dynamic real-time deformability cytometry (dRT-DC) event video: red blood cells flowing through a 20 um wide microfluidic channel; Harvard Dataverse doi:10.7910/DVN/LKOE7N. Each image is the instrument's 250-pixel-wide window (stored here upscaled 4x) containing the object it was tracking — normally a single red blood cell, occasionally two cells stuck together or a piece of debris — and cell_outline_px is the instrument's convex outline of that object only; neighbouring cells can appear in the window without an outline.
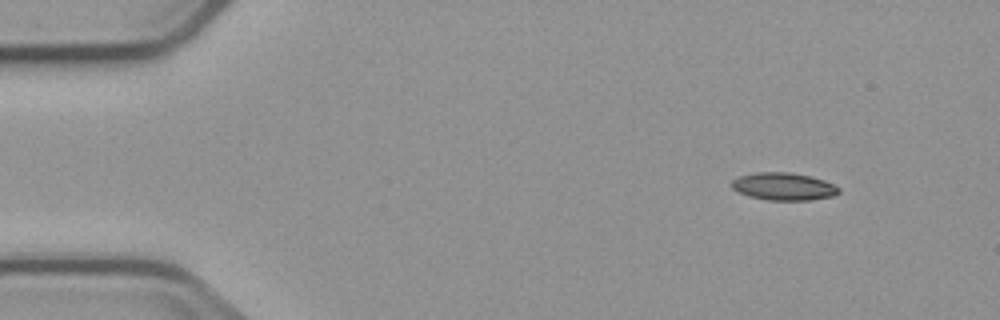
{"species": "common noctule bat (a hibernating species)", "species_latin": "Nyctalus noctula", "temperature_condition": "cold", "stored_images_in_passage": 5, "camera_frame_rate_fps": 3000, "um_per_image_px": 0.085, "animal": {"sex": "male", "body_mass_g": 23.1, "forearm_length_mm": 52.7}, "frame": {"image": 1, "passage_image": 1, "time_ms": 0.0, "image_size_px": [1000, 320], "cell_outline_px": [[840, 192], [836, 196], [808, 200], [768, 200], [748, 196], [732, 188], [732, 180], [740, 176], [756, 172], [792, 172], [812, 176], [824, 180], [840, 188]], "centroid_in_image_um": [66.65, 15.85], "position_along_channel_um": 18.4, "area_um2": 17.28}}
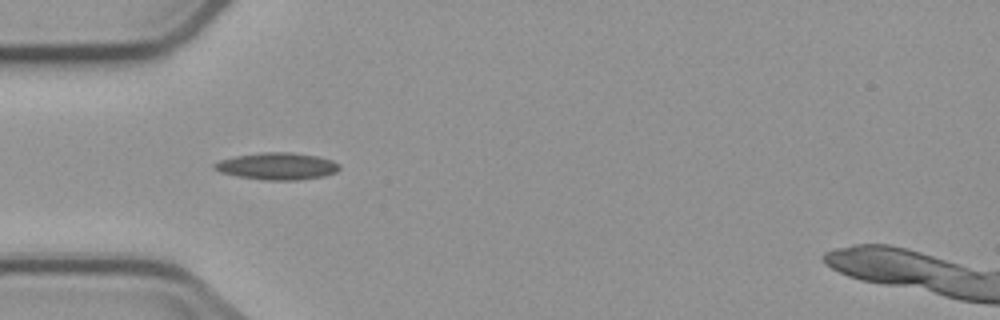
{"frame": {"image": 2, "passage_image": 4, "time_ms": 3.667, "image_size_px": [1000, 320], "cell_outline_px": [[340, 168], [336, 172], [324, 176], [296, 180], [264, 180], [236, 176], [220, 172], [212, 168], [212, 164], [220, 160], [236, 156], [264, 152], [292, 152], [316, 156], [332, 160], [340, 164]], "centroid_in_image_um": [23.55, 14.13], "position_along_channel_um": 61.5, "area_um2": 19.71}}
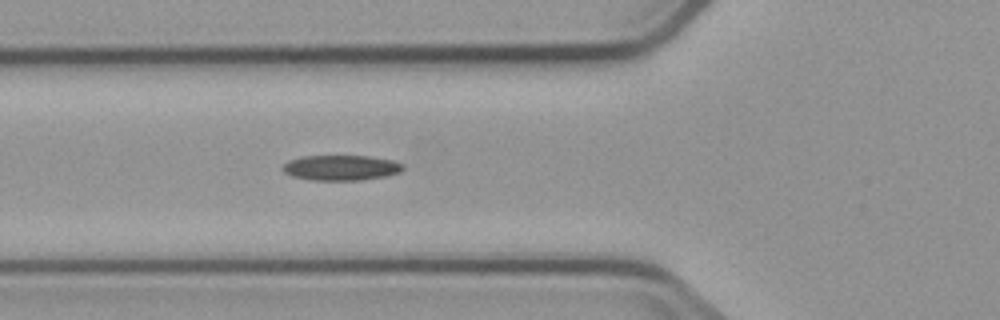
{"frame": {"image": 3, "passage_image": 5, "time_ms": 4.667, "image_size_px": [1000, 320], "cell_outline_px": [[404, 168], [400, 172], [388, 176], [360, 180], [312, 180], [292, 176], [284, 172], [280, 168], [288, 160], [300, 156], [368, 156], [392, 160], [404, 164]], "centroid_in_image_um": [28.98, 14.25], "position_along_channel_um": 96.8, "area_um2": 17.86}}